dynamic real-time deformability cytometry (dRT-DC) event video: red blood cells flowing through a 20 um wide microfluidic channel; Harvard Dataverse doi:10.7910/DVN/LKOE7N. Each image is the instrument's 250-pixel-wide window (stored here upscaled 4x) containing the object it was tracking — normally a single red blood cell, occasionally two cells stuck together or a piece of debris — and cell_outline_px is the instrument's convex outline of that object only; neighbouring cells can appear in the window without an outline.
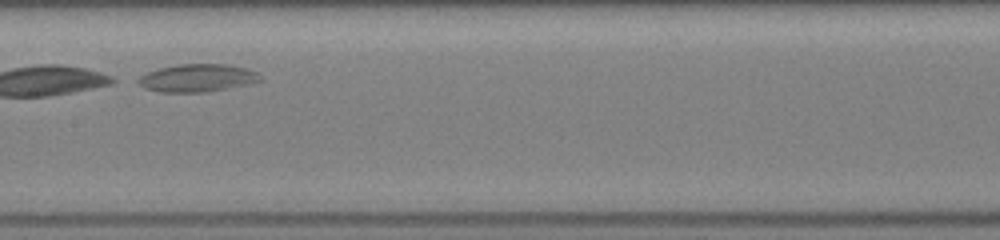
{"species": "common noctule bat (a hibernating species)", "species_latin": "Nyctalus noctula", "temperature_condition": "room temperature", "stored_images_in_passage": 14, "camera_frame_rate_fps": 3000, "um_per_image_px": 0.085, "animal": {"sex": "female", "body_mass_g": 19.5, "forearm_length_mm": 54.1}, "frame": {"image": 1, "passage_image": 10, "time_ms": 3.0, "image_size_px": [1000, 240], "cell_outline_px": [[260, 80], [248, 84], [204, 92], [160, 92], [144, 88], [132, 80], [148, 72], [160, 68], [176, 64], [228, 64], [248, 68], [256, 72], [260, 76]], "centroid_in_image_um": [16.71, 6.62], "position_along_channel_um": 190.7, "area_um2": 19.77}}